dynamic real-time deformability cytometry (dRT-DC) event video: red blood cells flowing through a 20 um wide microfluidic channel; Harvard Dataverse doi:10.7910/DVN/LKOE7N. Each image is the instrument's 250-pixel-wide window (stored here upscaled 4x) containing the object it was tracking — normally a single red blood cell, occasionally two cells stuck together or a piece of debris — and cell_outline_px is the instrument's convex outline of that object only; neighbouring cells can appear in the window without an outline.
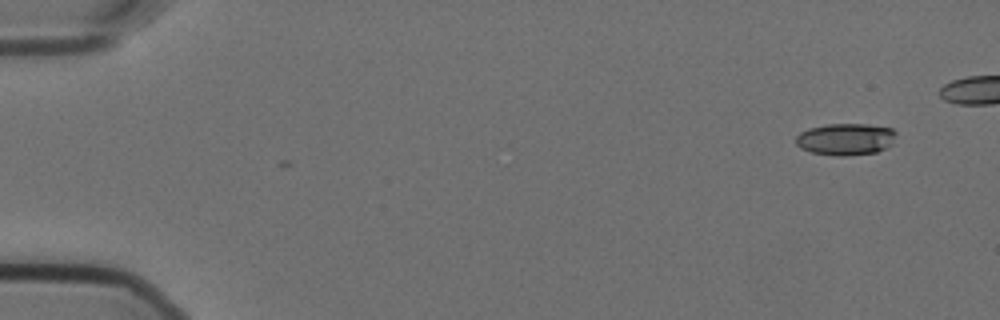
{"species": "Egyptian fruit bat (a non-hibernating species)", "species_latin": "Rousettus aegyptiacus", "temperature_condition": "cold", "stored_images_in_passage": 3, "camera_frame_rate_fps": 3000, "um_per_image_px": 0.085, "animal": {"sex": "female"}, "frame": {"image": 1, "passage_image": 3, "time_ms": 0.667, "image_size_px": [1000, 320], "cell_outline_px": [[896, 132], [892, 144], [876, 152], [848, 156], [836, 156], [812, 152], [800, 148], [796, 144], [796, 136], [800, 132], [808, 128], [828, 124], [868, 124], [892, 128]], "centroid_in_image_um": [71.87, 11.83], "position_along_channel_um": 13.1, "area_um2": 18.67}}